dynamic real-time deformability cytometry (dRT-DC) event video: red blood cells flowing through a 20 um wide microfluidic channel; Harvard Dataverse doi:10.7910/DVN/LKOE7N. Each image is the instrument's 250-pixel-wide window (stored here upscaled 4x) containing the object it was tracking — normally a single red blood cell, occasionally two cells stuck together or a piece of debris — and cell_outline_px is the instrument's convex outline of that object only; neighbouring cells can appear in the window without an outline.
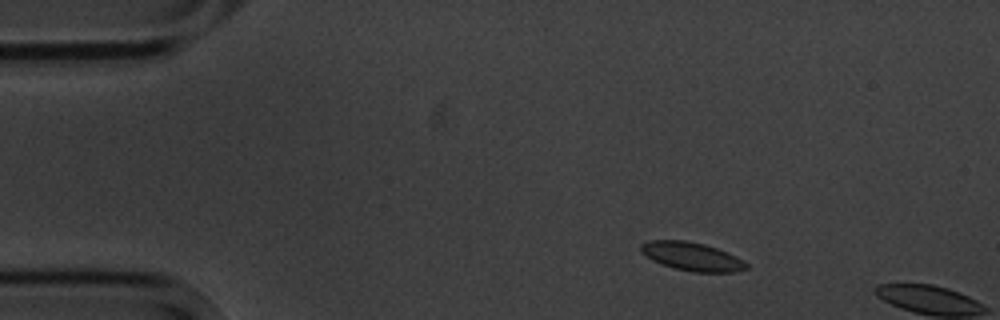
{"species": "common noctule bat (a hibernating species)", "species_latin": "Nyctalus noctula", "temperature_condition": "cold", "stored_images_in_passage": 2, "camera_frame_rate_fps": 3000, "um_per_image_px": 0.085, "animal": {"sex": "male", "body_mass_g": 20.1, "forearm_length_mm": 53.5}, "frame": {"image": 1, "passage_image": 1, "time_ms": 0.0, "image_size_px": [1000, 320], "cell_outline_px": [[748, 268], [732, 272], [692, 272], [672, 268], [660, 264], [652, 260], [640, 252], [640, 244], [648, 240], [684, 240], [704, 244], [716, 248], [736, 256], [744, 260], [748, 264]], "centroid_in_image_um": [58.77, 21.8], "position_along_channel_um": 26.2, "area_um2": 17.63}}